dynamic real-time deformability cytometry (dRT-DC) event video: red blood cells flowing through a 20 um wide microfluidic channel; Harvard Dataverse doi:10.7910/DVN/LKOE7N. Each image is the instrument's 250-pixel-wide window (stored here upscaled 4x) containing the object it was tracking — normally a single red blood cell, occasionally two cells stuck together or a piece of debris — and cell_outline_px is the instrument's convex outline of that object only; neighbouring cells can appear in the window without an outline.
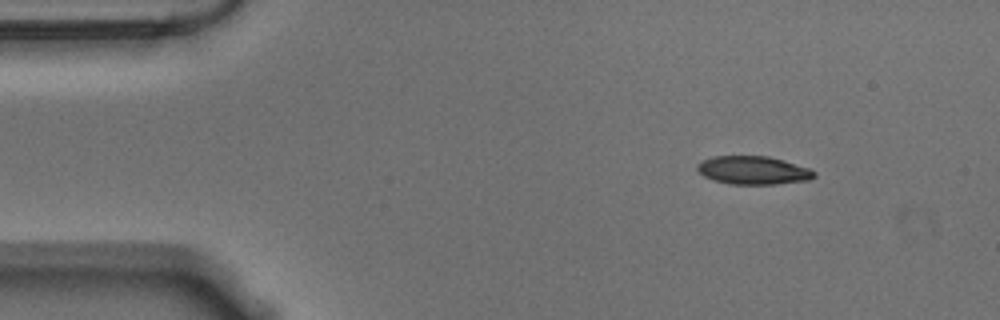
{"species": "Egyptian fruit bat (a non-hibernating species)", "species_latin": "Rousettus aegyptiacus", "temperature_condition": "warm", "stored_images_in_passage": 14, "camera_frame_rate_fps": 3000, "um_per_image_px": 0.085, "animal": {"sex": "male"}, "frame": {"image": 1, "passage_image": 1, "time_ms": 0.0, "image_size_px": [1000, 320], "cell_outline_px": [[816, 176], [808, 180], [772, 184], [732, 184], [712, 180], [704, 176], [696, 168], [696, 164], [700, 160], [712, 156], [768, 156], [784, 160], [808, 168], [816, 172]], "centroid_in_image_um": [63.98, 14.46], "position_along_channel_um": 21.0, "area_um2": 19.31}}
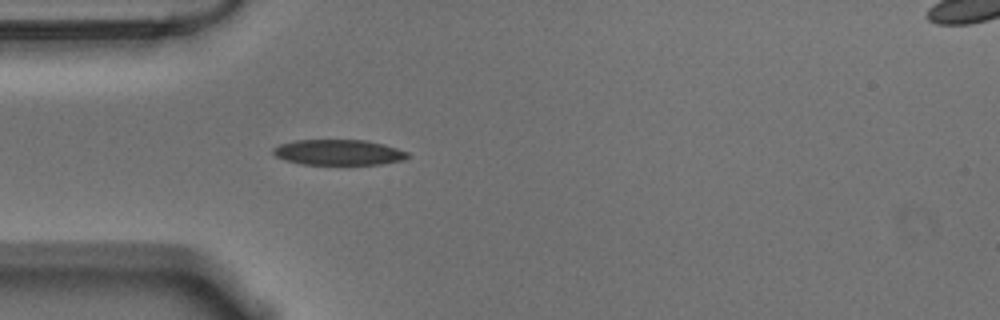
{"frame": {"image": 2, "passage_image": 10, "time_ms": 3.0, "image_size_px": [1000, 320], "cell_outline_px": [[412, 156], [404, 160], [380, 164], [300, 164], [284, 160], [276, 156], [272, 152], [272, 148], [280, 144], [296, 140], [364, 140], [384, 144], [408, 152]], "centroid_in_image_um": [28.78, 12.95], "position_along_channel_um": 56.2, "area_um2": 20.06}}